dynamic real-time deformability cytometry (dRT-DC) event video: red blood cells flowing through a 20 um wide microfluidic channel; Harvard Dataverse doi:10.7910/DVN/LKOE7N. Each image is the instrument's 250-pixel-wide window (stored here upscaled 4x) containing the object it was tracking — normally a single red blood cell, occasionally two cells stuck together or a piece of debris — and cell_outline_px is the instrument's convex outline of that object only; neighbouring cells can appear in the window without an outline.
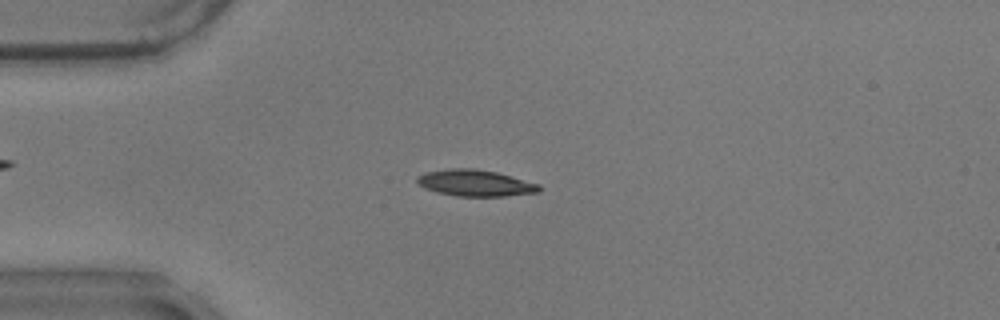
{"species": "common noctule bat (a hibernating species)", "species_latin": "Nyctalus noctula", "temperature_condition": "warm", "stored_images_in_passage": 20, "camera_frame_rate_fps": 3000, "um_per_image_px": 0.085, "animal": {"sex": "male", "body_mass_g": 17.9}, "frame": {"image": 1, "passage_image": 14, "time_ms": 4.333, "image_size_px": [1000, 320], "cell_outline_px": [[544, 188], [540, 192], [504, 196], [456, 196], [436, 192], [424, 188], [416, 184], [416, 176], [424, 172], [448, 168], [476, 168], [496, 172], [540, 184]], "centroid_in_image_um": [40.37, 15.55], "position_along_channel_um": 44.6, "area_um2": 19.13}}